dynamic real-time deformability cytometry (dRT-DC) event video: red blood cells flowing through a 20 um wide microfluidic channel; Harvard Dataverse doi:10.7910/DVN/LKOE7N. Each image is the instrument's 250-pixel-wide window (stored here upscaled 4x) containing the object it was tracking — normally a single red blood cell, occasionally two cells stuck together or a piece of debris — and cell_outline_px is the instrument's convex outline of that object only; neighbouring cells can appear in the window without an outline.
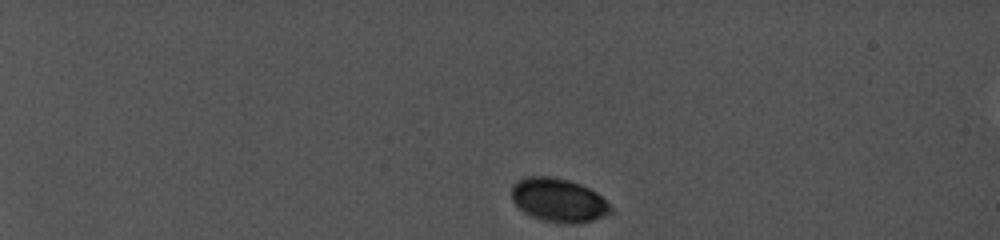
{"species": "common noctule bat (a hibernating species)", "species_latin": "Nyctalus noctula", "temperature_condition": "cold", "stored_images_in_passage": 6, "camera_frame_rate_fps": 5000, "um_per_image_px": 0.085, "animal": {"sex": "female", "body_mass_g": 19.0, "forearm_length_mm": 56.7}, "frame": {"image": 1, "passage_image": 1, "time_ms": 0.0, "image_size_px": [1000, 240], "cell_outline_px": [[612, 212], [592, 220], [580, 224], [556, 224], [532, 216], [524, 212], [512, 200], [512, 184], [516, 180], [524, 176], [552, 176], [568, 180], [580, 184], [596, 192], [612, 208]], "centroid_in_image_um": [47.44, 17.01], "position_along_channel_um": 37.6, "area_um2": 25.32}}
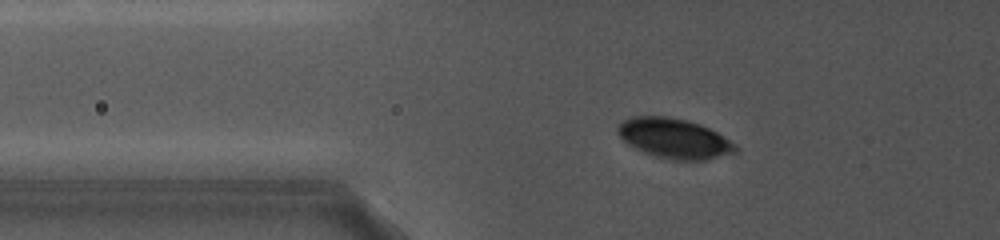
{"frame": {"image": 2, "passage_image": 5, "time_ms": 3.6, "image_size_px": [1000, 240], "cell_outline_px": [[736, 152], [708, 160], [672, 160], [656, 156], [644, 152], [628, 144], [616, 132], [616, 128], [624, 120], [632, 116], [668, 116], [688, 120], [700, 124], [716, 132], [736, 144]], "centroid_in_image_um": [57.31, 11.76], "position_along_channel_um": 68.5, "area_um2": 27.34}}